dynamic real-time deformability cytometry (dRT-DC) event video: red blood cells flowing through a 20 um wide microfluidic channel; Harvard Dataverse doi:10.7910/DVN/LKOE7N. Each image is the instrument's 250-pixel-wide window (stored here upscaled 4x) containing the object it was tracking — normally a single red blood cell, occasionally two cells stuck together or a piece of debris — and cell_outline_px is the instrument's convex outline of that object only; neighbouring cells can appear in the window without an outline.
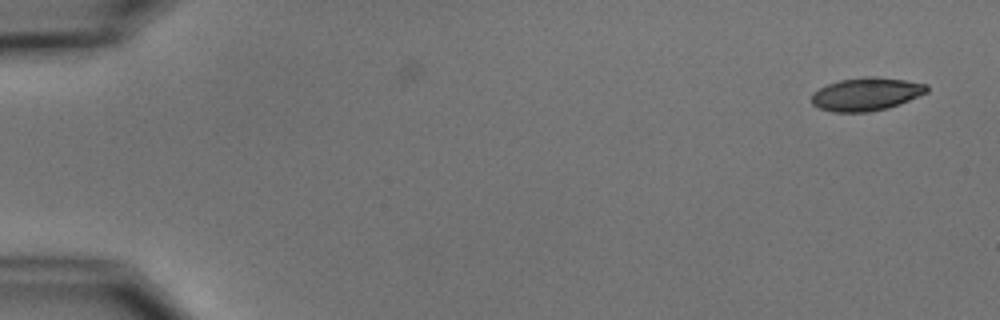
{"species": "common noctule bat (a hibernating species)", "species_latin": "Nyctalus noctula", "temperature_condition": "cold", "stored_images_in_passage": 2, "camera_frame_rate_fps": 3000, "um_per_image_px": 0.085, "animal": {"sex": "male", "body_mass_g": 15.6}, "frame": {"image": 1, "passage_image": 2, "time_ms": 1.0, "image_size_px": [1000, 320], "cell_outline_px": [[928, 92], [900, 104], [888, 108], [868, 112], [832, 112], [820, 108], [812, 104], [812, 92], [828, 84], [840, 80], [864, 76], [876, 76], [904, 80], [928, 84]], "centroid_in_image_um": [73.64, 8.0], "position_along_channel_um": 11.4, "area_um2": 22.31}}